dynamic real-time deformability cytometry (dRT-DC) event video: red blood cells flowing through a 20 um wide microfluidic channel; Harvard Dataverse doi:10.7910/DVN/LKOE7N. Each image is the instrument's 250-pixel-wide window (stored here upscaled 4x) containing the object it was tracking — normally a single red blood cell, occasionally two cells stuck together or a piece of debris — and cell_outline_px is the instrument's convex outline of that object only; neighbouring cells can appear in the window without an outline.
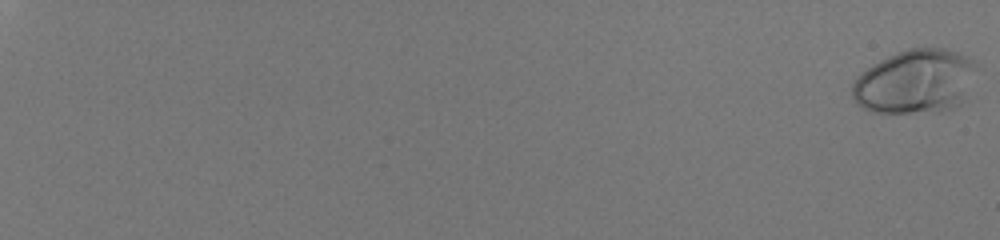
{"species": "human", "species_latin": "Homo sapiens", "temperature_condition": "room temperature", "stored_images_in_passage": 58, "camera_frame_rate_fps": 3000, "um_per_image_px": 0.085, "donor": {"sex": "male"}, "frame": {"image": 1, "passage_image": 1, "time_ms": 0.0, "image_size_px": [1000, 240], "cell_outline_px": [[980, 64], [960, 104], [956, 108], [940, 112], [872, 112], [856, 104], [852, 96], [852, 84], [856, 76], [860, 72], [872, 64], [888, 56], [908, 48], [944, 48], [956, 52], [976, 60]], "centroid_in_image_um": [77.8, 6.93], "position_along_channel_um": 7.2, "area_um2": 46.82}}
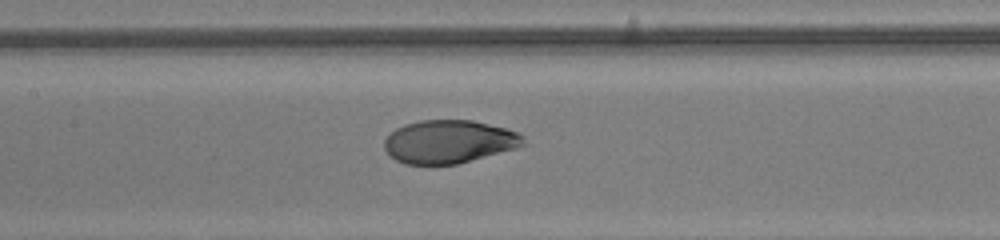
{"frame": {"image": 2, "passage_image": 35, "time_ms": 11.333, "image_size_px": [1000, 240], "cell_outline_px": [[524, 144], [516, 148], [456, 164], [404, 164], [388, 156], [384, 148], [384, 140], [396, 128], [404, 124], [420, 120], [472, 120], [508, 128], [520, 132], [524, 136]], "centroid_in_image_um": [38.16, 12.03], "position_along_channel_um": 169.2, "area_um2": 35.08}}
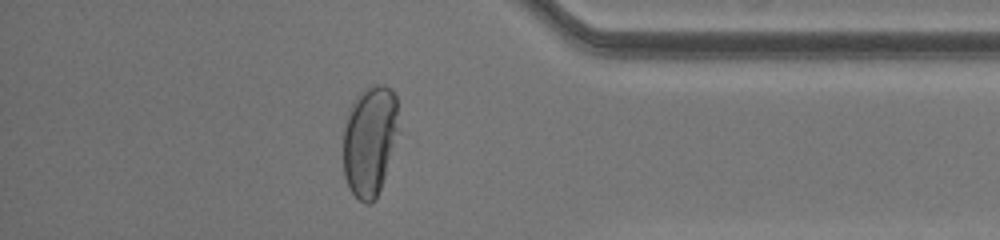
{"frame": {"image": 3, "passage_image": 53, "time_ms": 17.333, "image_size_px": [1000, 240], "cell_outline_px": [[400, 132], [380, 188], [372, 204], [364, 204], [348, 188], [344, 176], [344, 120], [348, 108], [356, 96], [364, 88], [376, 84], [384, 84], [392, 88], [396, 96]], "centroid_in_image_um": [31.44, 11.9], "position_along_channel_um": 403.8, "area_um2": 36.41}, "authors_computed_cell_mechanics": {"area_um2": 36.4429, "velocity_mm_per_s": 4.0841, "shape_relaxation_time_tau1_ms": 4.6545, "shape_relaxation_time_tau2_ms": null, "deformation_change_tau1": 0.2336, "deformation_change_tau2": null}}